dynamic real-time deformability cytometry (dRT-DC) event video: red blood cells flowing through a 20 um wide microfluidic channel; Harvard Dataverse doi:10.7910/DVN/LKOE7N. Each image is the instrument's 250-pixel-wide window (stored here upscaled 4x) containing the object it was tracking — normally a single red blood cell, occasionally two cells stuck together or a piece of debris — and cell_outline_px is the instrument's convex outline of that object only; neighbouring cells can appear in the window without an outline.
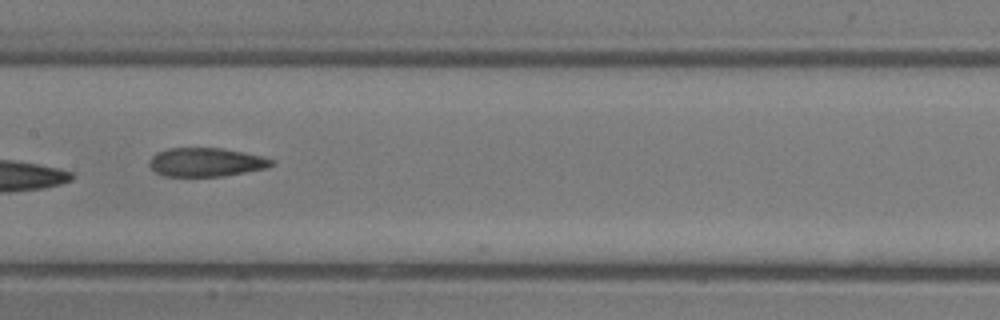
{"species": "common noctule bat (a hibernating species)", "species_latin": "Nyctalus noctula", "temperature_condition": "room temperature", "stored_images_in_passage": 8, "camera_frame_rate_fps": 3000, "um_per_image_px": 0.085, "animal": {"sex": "male", "body_mass_g": 13.3}, "frame": {"image": 1, "passage_image": 7, "time_ms": 7.333, "image_size_px": [1000, 320], "cell_outline_px": [[276, 164], [268, 168], [224, 176], [164, 176], [156, 172], [148, 164], [148, 160], [156, 152], [168, 148], [224, 148], [264, 156], [276, 160]], "centroid_in_image_um": [17.56, 13.78], "position_along_channel_um": 189.8, "area_um2": 20.81}}
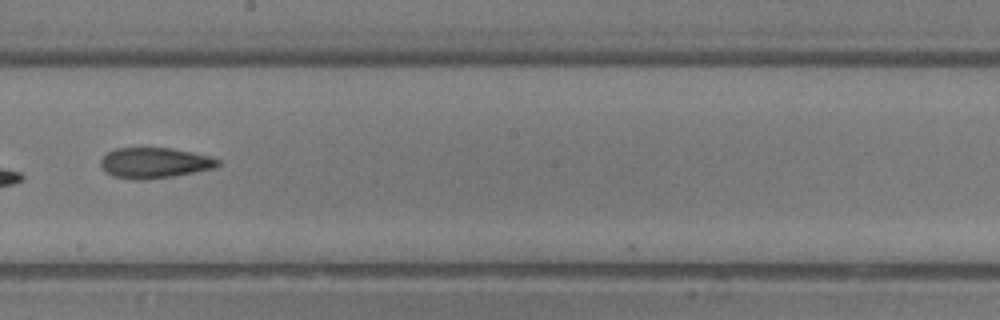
{"frame": {"image": 2, "passage_image": 8, "time_ms": 8.333, "image_size_px": [1000, 320], "cell_outline_px": [[220, 164], [216, 168], [172, 176], [144, 180], [132, 180], [112, 176], [104, 172], [100, 164], [100, 160], [108, 152], [116, 148], [172, 148], [212, 156], [220, 160]], "centroid_in_image_um": [13.14, 13.85], "position_along_channel_um": 235.1, "area_um2": 21.1}}